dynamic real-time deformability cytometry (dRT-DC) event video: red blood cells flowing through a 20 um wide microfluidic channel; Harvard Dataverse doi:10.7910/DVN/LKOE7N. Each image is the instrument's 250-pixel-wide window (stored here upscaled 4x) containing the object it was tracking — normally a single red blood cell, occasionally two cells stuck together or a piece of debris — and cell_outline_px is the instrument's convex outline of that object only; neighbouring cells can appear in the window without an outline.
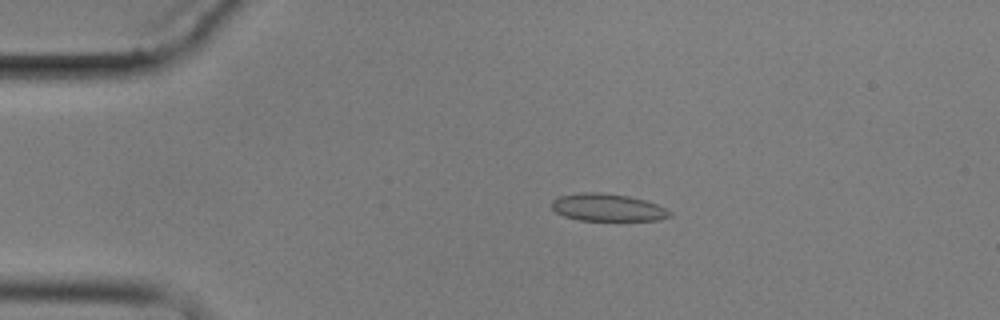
{"species": "common noctule bat (a hibernating species)", "species_latin": "Nyctalus noctula", "temperature_condition": "cold", "stored_images_in_passage": 10, "camera_frame_rate_fps": 3000, "um_per_image_px": 0.085, "animal": {"sex": "male", "body_mass_g": 17.9}, "frame": {"image": 1, "passage_image": 3, "time_ms": 3.333, "image_size_px": [1000, 320], "cell_outline_px": [[672, 216], [656, 220], [580, 220], [564, 216], [556, 212], [552, 208], [552, 200], [560, 196], [584, 192], [596, 192], [628, 196], [644, 200], [656, 204], [672, 212]], "centroid_in_image_um": [51.64, 17.64], "position_along_channel_um": 33.4, "area_um2": 18.61}}
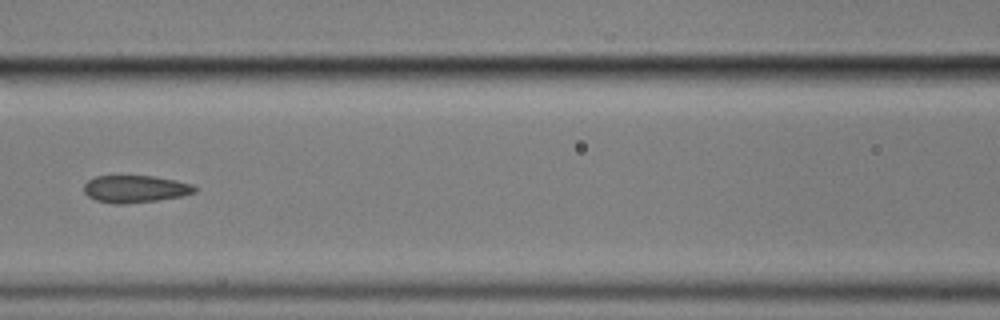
{"frame": {"image": 2, "passage_image": 7, "time_ms": 8.0, "image_size_px": [1000, 320], "cell_outline_px": [[200, 188], [196, 192], [180, 196], [156, 200], [128, 204], [112, 204], [96, 200], [88, 196], [84, 192], [84, 184], [88, 180], [96, 176], [152, 176], [176, 180], [192, 184]], "centroid_in_image_um": [11.5, 16.06], "position_along_channel_um": 155.1, "area_um2": 17.69}}
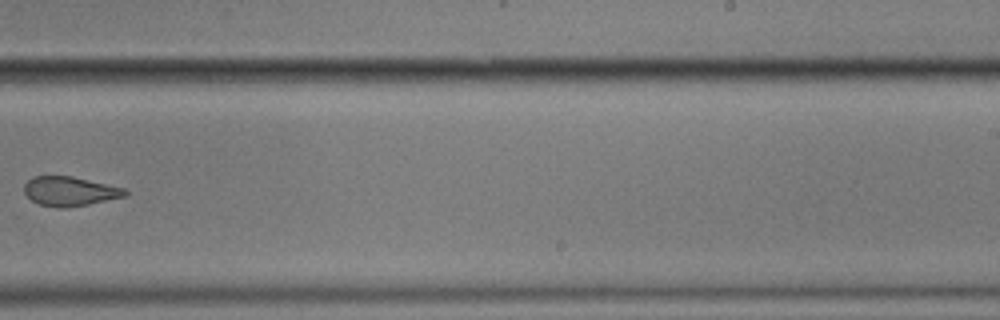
{"frame": {"image": 3, "passage_image": 10, "time_ms": 11.667, "image_size_px": [1000, 320], "cell_outline_px": [[128, 196], [68, 208], [56, 208], [40, 204], [32, 200], [24, 192], [24, 184], [32, 176], [72, 176], [124, 188], [128, 192]], "centroid_in_image_um": [5.94, 16.26], "position_along_channel_um": 283.1, "area_um2": 17.28}}